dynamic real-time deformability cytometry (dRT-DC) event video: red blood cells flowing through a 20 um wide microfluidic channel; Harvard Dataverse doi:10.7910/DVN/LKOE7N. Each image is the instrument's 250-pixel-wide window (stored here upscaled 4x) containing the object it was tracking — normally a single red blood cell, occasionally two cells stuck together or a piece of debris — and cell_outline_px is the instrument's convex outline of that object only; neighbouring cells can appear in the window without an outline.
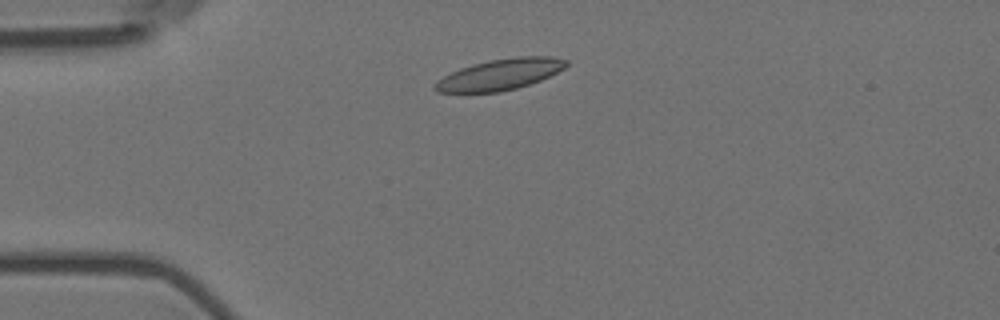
{"species": "Egyptian fruit bat (a non-hibernating species)", "species_latin": "Rousettus aegyptiacus", "temperature_condition": "room temperature", "stored_images_in_passage": 3, "camera_frame_rate_fps": 3000, "um_per_image_px": 0.085, "animal": {"sex": "female"}, "frame": {"image": 1, "passage_image": 2, "time_ms": 0.333, "image_size_px": [1000, 320], "cell_outline_px": [[568, 64], [564, 68], [540, 80], [516, 88], [500, 92], [436, 92], [432, 88], [444, 76], [460, 68], [472, 64], [488, 60], [516, 56], [552, 56], [568, 60]], "centroid_in_image_um": [42.52, 6.31], "position_along_channel_um": 42.5, "area_um2": 23.52}}